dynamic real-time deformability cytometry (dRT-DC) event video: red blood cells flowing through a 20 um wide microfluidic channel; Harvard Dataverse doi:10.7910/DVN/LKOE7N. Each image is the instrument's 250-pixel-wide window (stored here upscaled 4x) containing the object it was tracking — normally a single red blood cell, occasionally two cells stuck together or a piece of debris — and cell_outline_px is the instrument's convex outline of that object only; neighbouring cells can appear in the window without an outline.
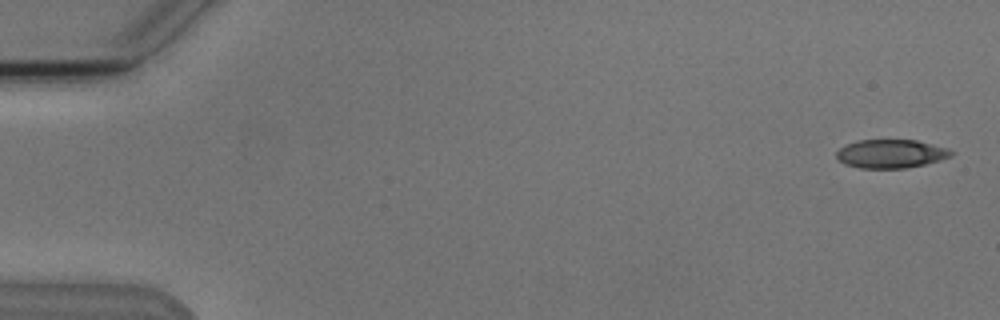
{"species": "Egyptian fruit bat (a non-hibernating species)", "species_latin": "Rousettus aegyptiacus", "temperature_condition": "cold", "stored_images_in_passage": 6, "camera_frame_rate_fps": 3000, "um_per_image_px": 0.085, "animal": {"sex": "male"}, "frame": {"image": 1, "passage_image": 1, "time_ms": 0.0, "image_size_px": [1000, 320], "cell_outline_px": [[956, 152], [952, 156], [940, 160], [924, 164], [904, 168], [860, 168], [844, 164], [836, 156], [836, 152], [840, 148], [848, 144], [860, 140], [916, 140], [948, 148]], "centroid_in_image_um": [75.76, 13.07], "position_along_channel_um": 9.2, "area_um2": 19.02}}
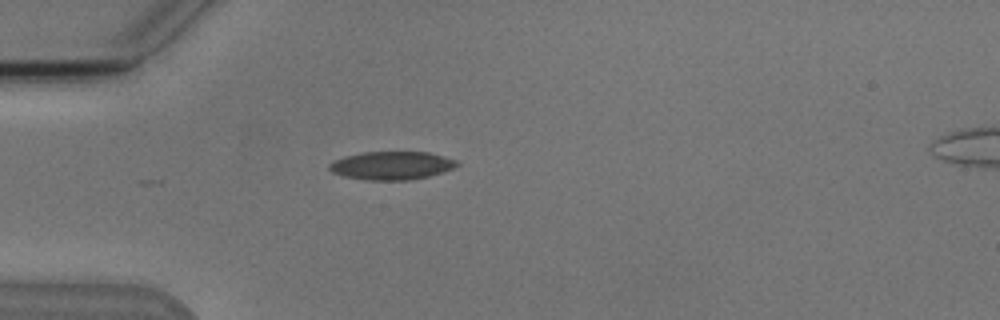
{"frame": {"image": 2, "passage_image": 5, "time_ms": 4.667, "image_size_px": [1000, 320], "cell_outline_px": [[460, 164], [444, 172], [428, 176], [408, 180], [368, 180], [344, 176], [332, 172], [328, 168], [328, 164], [344, 156], [364, 152], [428, 152], [456, 160]], "centroid_in_image_um": [33.28, 14.07], "position_along_channel_um": 51.7, "area_um2": 20.87}}